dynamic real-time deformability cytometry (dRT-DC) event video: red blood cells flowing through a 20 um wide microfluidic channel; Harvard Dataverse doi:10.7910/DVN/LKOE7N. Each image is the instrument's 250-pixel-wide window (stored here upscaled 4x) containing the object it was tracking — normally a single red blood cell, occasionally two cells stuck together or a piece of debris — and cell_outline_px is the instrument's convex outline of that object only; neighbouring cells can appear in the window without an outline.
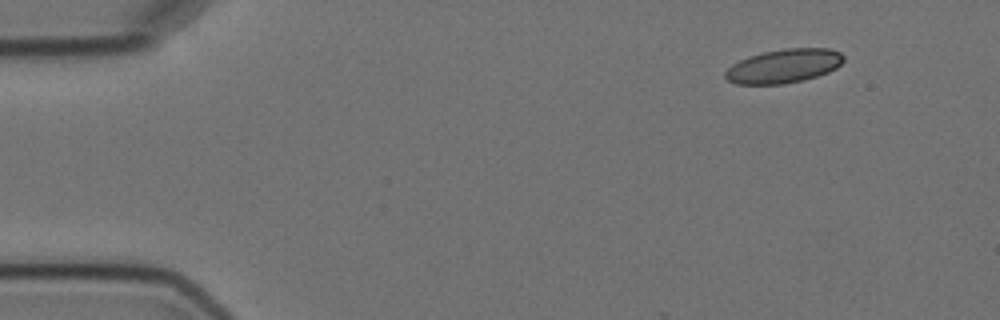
{"species": "Egyptian fruit bat (a non-hibernating species)", "species_latin": "Rousettus aegyptiacus", "temperature_condition": "cold", "stored_images_in_passage": 4, "camera_frame_rate_fps": 3000, "um_per_image_px": 0.085, "animal": {"sex": "female"}, "frame": {"image": 1, "passage_image": 1, "time_ms": 0.0, "image_size_px": [1000, 320], "cell_outline_px": [[844, 60], [836, 68], [828, 72], [804, 80], [780, 84], [736, 84], [728, 80], [724, 76], [724, 72], [732, 64], [748, 56], [764, 52], [784, 48], [828, 48], [840, 52], [844, 56]], "centroid_in_image_um": [66.61, 5.61], "position_along_channel_um": 18.4, "area_um2": 23.35}}
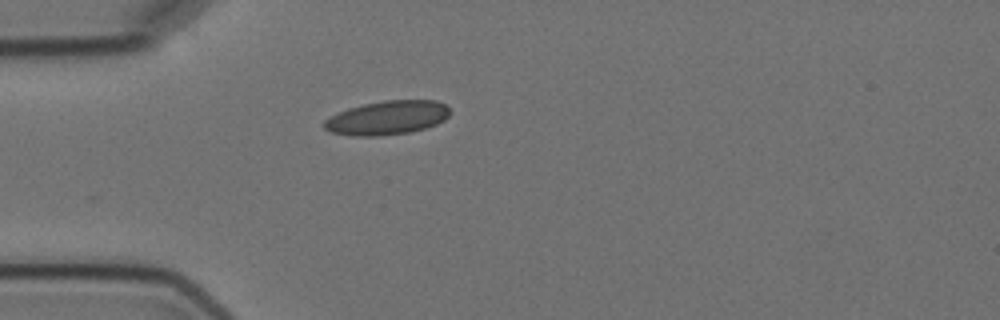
{"frame": {"image": 2, "passage_image": 4, "time_ms": 3.333, "image_size_px": [1000, 320], "cell_outline_px": [[448, 116], [444, 120], [436, 124], [424, 128], [408, 132], [380, 136], [352, 136], [332, 132], [324, 128], [324, 120], [348, 108], [364, 104], [384, 100], [436, 100], [444, 104], [448, 108]], "centroid_in_image_um": [32.91, 10.01], "position_along_channel_um": 52.1, "area_um2": 24.62}}